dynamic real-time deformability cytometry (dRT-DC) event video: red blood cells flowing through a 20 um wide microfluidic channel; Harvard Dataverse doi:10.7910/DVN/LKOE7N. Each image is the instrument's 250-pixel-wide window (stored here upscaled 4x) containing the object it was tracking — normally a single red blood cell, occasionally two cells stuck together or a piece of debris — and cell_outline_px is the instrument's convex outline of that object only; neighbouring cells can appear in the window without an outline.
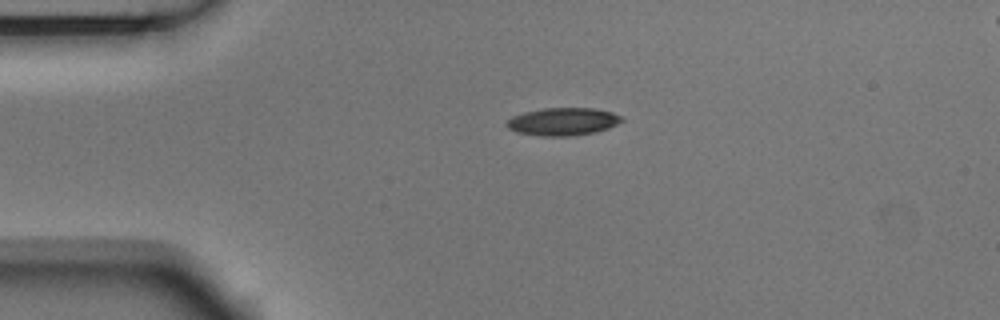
{"species": "Egyptian fruit bat (a non-hibernating species)", "species_latin": "Rousettus aegyptiacus", "temperature_condition": "room temperature", "stored_images_in_passage": 3, "segment_of_instrument_passage": [1, 2], "camera_frame_rate_fps": 3000, "um_per_image_px": 0.085, "animal": {"sex": "male"}, "frame": {"image": 1, "passage_image": 1, "time_ms": 0.0, "image_size_px": [1000, 320], "cell_outline_px": [[624, 120], [608, 128], [596, 132], [572, 136], [540, 136], [516, 132], [508, 128], [504, 124], [512, 116], [524, 112], [544, 108], [592, 108], [612, 112], [624, 116]], "centroid_in_image_um": [47.85, 10.34], "position_along_channel_um": 37.2, "area_um2": 18.73}}